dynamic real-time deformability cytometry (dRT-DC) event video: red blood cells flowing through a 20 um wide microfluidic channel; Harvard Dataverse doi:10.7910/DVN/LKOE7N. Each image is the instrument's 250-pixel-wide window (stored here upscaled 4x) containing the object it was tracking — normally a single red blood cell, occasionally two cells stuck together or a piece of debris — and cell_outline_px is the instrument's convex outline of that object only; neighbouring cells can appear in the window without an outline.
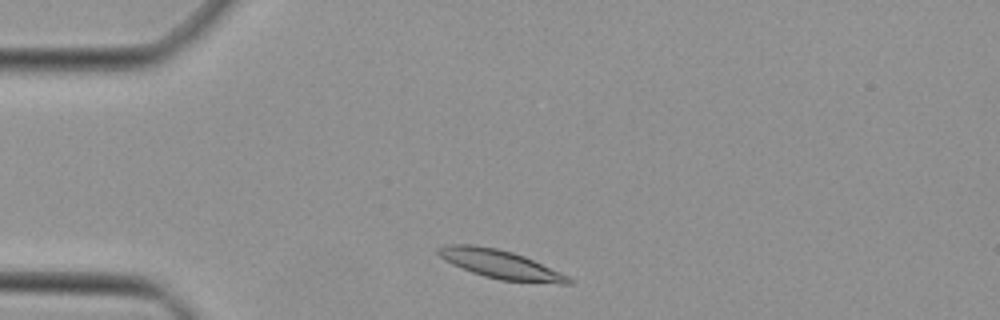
{"species": "Egyptian fruit bat (a non-hibernating species)", "species_latin": "Rousettus aegyptiacus", "temperature_condition": "cold", "stored_images_in_passage": 38, "camera_frame_rate_fps": 3000, "um_per_image_px": 0.085, "animal": {"sex": "female"}, "frame": {"image": 1, "passage_image": 2, "time_ms": 0.333, "image_size_px": [1000, 320], "cell_outline_px": [[572, 284], [560, 284], [500, 280], [484, 276], [472, 272], [452, 264], [444, 260], [436, 252], [436, 248], [444, 244], [472, 244], [496, 248], [512, 252], [524, 256], [560, 272], [568, 276], [572, 280]], "centroid_in_image_um": [42.5, 22.46], "position_along_channel_um": 42.5, "area_um2": 21.73}}
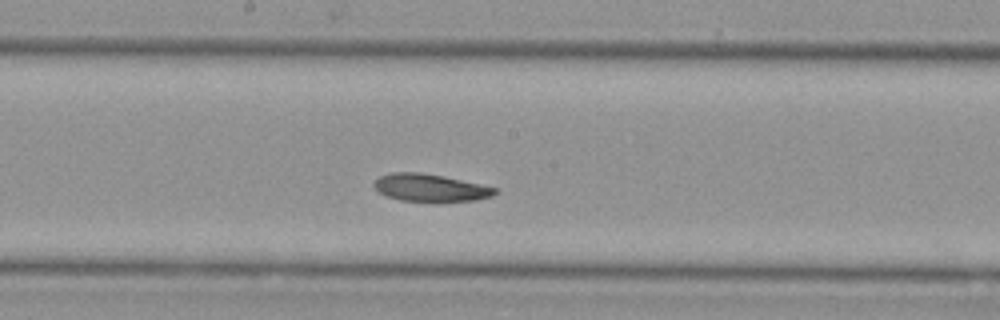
{"frame": {"image": 2, "passage_image": 16, "time_ms": 5.0, "image_size_px": [1000, 320], "cell_outline_px": [[500, 192], [492, 196], [476, 200], [400, 200], [384, 196], [372, 184], [380, 176], [392, 172], [420, 172], [444, 176], [480, 184], [496, 188]], "centroid_in_image_um": [36.56, 15.94], "position_along_channel_um": 211.6, "area_um2": 19.02}}
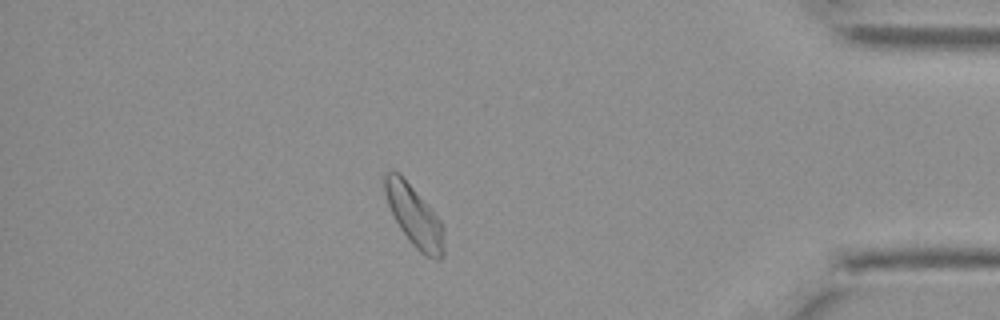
{"frame": {"image": 3, "passage_image": 32, "time_ms": 10.333, "image_size_px": [1000, 320], "cell_outline_px": [[444, 252], [440, 260], [432, 260], [420, 252], [408, 240], [400, 228], [388, 204], [384, 192], [380, 176], [384, 172], [392, 168], [400, 172], [432, 208], [440, 220], [444, 228]], "centroid_in_image_um": [35.18, 18.28], "position_along_channel_um": 400.0, "area_um2": 21.79}}